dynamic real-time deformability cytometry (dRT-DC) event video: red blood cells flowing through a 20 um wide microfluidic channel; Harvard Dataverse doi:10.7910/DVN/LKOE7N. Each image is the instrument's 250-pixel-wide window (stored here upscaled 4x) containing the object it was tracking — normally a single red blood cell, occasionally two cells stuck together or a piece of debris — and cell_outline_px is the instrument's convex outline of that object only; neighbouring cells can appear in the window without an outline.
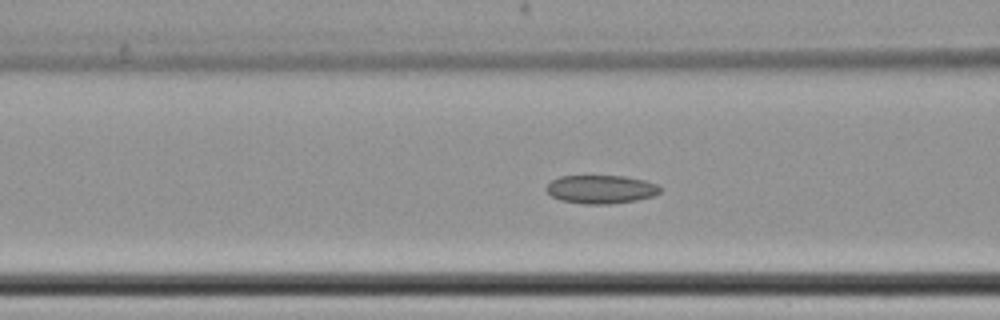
{"species": "common noctule bat (a hibernating species)", "species_latin": "Nyctalus noctula", "temperature_condition": "cold", "stored_images_in_passage": 56, "camera_frame_rate_fps": 3000, "um_per_image_px": 0.085, "animal": {"sex": "female", "body_mass_g": 22.7, "forearm_length_mm": 54.2}, "frame": {"image": 1, "passage_image": 20, "time_ms": 6.333, "image_size_px": [1000, 320], "cell_outline_px": [[660, 192], [652, 196], [636, 200], [608, 204], [584, 204], [560, 200], [552, 196], [544, 188], [552, 180], [560, 176], [624, 176], [644, 180], [656, 184], [660, 188]], "centroid_in_image_um": [51.05, 16.09], "position_along_channel_um": 115.5, "area_um2": 18.73}}
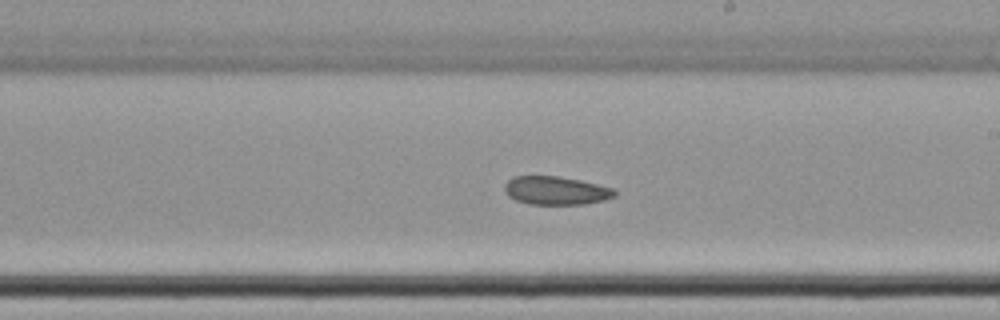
{"frame": {"image": 2, "passage_image": 31, "time_ms": 10.0, "image_size_px": [1000, 320], "cell_outline_px": [[616, 196], [604, 200], [584, 204], [528, 204], [516, 200], [508, 196], [504, 192], [504, 184], [512, 176], [560, 176], [580, 180], [612, 188], [616, 192]], "centroid_in_image_um": [47.22, 16.19], "position_along_channel_um": 241.8, "area_um2": 18.26}}
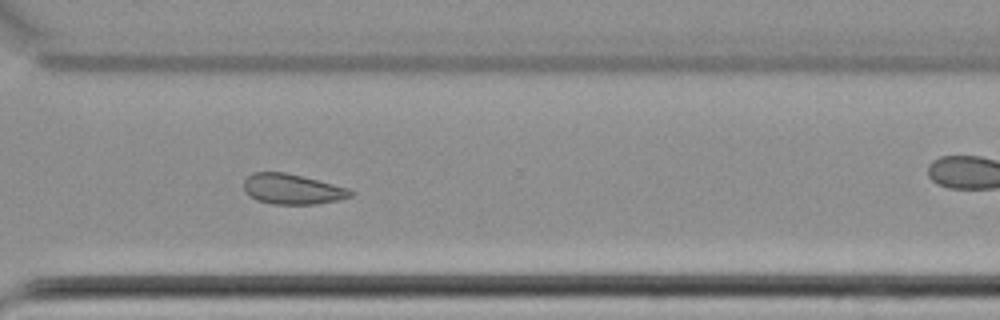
{"frame": {"image": 3, "passage_image": 40, "time_ms": 13.0, "image_size_px": [1000, 320], "cell_outline_px": [[356, 192], [352, 196], [340, 200], [316, 204], [272, 204], [256, 200], [244, 192], [244, 180], [252, 172], [284, 172], [348, 188]], "centroid_in_image_um": [24.84, 16.09], "position_along_channel_um": 345.8, "area_um2": 18.84}}